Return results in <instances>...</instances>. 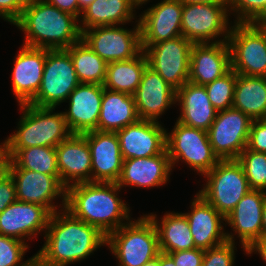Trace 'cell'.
<instances>
[{
  "instance_id": "f546056e",
  "label": "cell",
  "mask_w": 266,
  "mask_h": 266,
  "mask_svg": "<svg viewBox=\"0 0 266 266\" xmlns=\"http://www.w3.org/2000/svg\"><path fill=\"white\" fill-rule=\"evenodd\" d=\"M130 0H94L81 14V32L98 26L124 25L135 19Z\"/></svg>"
},
{
  "instance_id": "484cf974",
  "label": "cell",
  "mask_w": 266,
  "mask_h": 266,
  "mask_svg": "<svg viewBox=\"0 0 266 266\" xmlns=\"http://www.w3.org/2000/svg\"><path fill=\"white\" fill-rule=\"evenodd\" d=\"M172 166L168 152L151 157H139L123 160L122 172L117 185L137 188L160 187L169 180Z\"/></svg>"
},
{
  "instance_id": "11a10c76",
  "label": "cell",
  "mask_w": 266,
  "mask_h": 266,
  "mask_svg": "<svg viewBox=\"0 0 266 266\" xmlns=\"http://www.w3.org/2000/svg\"><path fill=\"white\" fill-rule=\"evenodd\" d=\"M262 24L266 27V21L262 22Z\"/></svg>"
},
{
  "instance_id": "52a82bcc",
  "label": "cell",
  "mask_w": 266,
  "mask_h": 266,
  "mask_svg": "<svg viewBox=\"0 0 266 266\" xmlns=\"http://www.w3.org/2000/svg\"><path fill=\"white\" fill-rule=\"evenodd\" d=\"M227 42L231 69L245 76L266 77V27L262 23L235 22Z\"/></svg>"
},
{
  "instance_id": "f907efd6",
  "label": "cell",
  "mask_w": 266,
  "mask_h": 266,
  "mask_svg": "<svg viewBox=\"0 0 266 266\" xmlns=\"http://www.w3.org/2000/svg\"><path fill=\"white\" fill-rule=\"evenodd\" d=\"M94 0H78V5H79V20L82 14V11L90 5Z\"/></svg>"
},
{
  "instance_id": "83f0119b",
  "label": "cell",
  "mask_w": 266,
  "mask_h": 266,
  "mask_svg": "<svg viewBox=\"0 0 266 266\" xmlns=\"http://www.w3.org/2000/svg\"><path fill=\"white\" fill-rule=\"evenodd\" d=\"M139 119L133 95L104 88L98 131L116 132Z\"/></svg>"
},
{
  "instance_id": "603a6c76",
  "label": "cell",
  "mask_w": 266,
  "mask_h": 266,
  "mask_svg": "<svg viewBox=\"0 0 266 266\" xmlns=\"http://www.w3.org/2000/svg\"><path fill=\"white\" fill-rule=\"evenodd\" d=\"M11 75L12 91L18 105L28 104L37 94L44 71L46 49L22 45Z\"/></svg>"
},
{
  "instance_id": "c3c4849f",
  "label": "cell",
  "mask_w": 266,
  "mask_h": 266,
  "mask_svg": "<svg viewBox=\"0 0 266 266\" xmlns=\"http://www.w3.org/2000/svg\"><path fill=\"white\" fill-rule=\"evenodd\" d=\"M159 266H176L174 260L167 254L159 253Z\"/></svg>"
},
{
  "instance_id": "2e32d148",
  "label": "cell",
  "mask_w": 266,
  "mask_h": 266,
  "mask_svg": "<svg viewBox=\"0 0 266 266\" xmlns=\"http://www.w3.org/2000/svg\"><path fill=\"white\" fill-rule=\"evenodd\" d=\"M190 208L191 212L184 214L189 223L195 248L208 250L227 241L235 242L233 233L224 231L222 223L225 217L199 193L195 195Z\"/></svg>"
},
{
  "instance_id": "4fadbf2b",
  "label": "cell",
  "mask_w": 266,
  "mask_h": 266,
  "mask_svg": "<svg viewBox=\"0 0 266 266\" xmlns=\"http://www.w3.org/2000/svg\"><path fill=\"white\" fill-rule=\"evenodd\" d=\"M192 46L193 43L181 35L152 44L144 53L148 66L177 91L188 82Z\"/></svg>"
},
{
  "instance_id": "9a60e30c",
  "label": "cell",
  "mask_w": 266,
  "mask_h": 266,
  "mask_svg": "<svg viewBox=\"0 0 266 266\" xmlns=\"http://www.w3.org/2000/svg\"><path fill=\"white\" fill-rule=\"evenodd\" d=\"M182 11L183 4L179 0H163L145 10L138 19L142 50L181 36Z\"/></svg>"
},
{
  "instance_id": "7a4b0ae2",
  "label": "cell",
  "mask_w": 266,
  "mask_h": 266,
  "mask_svg": "<svg viewBox=\"0 0 266 266\" xmlns=\"http://www.w3.org/2000/svg\"><path fill=\"white\" fill-rule=\"evenodd\" d=\"M120 190L117 183L83 182L70 185L66 188L65 209L107 236L131 220L128 204L118 198Z\"/></svg>"
},
{
  "instance_id": "ffe728a7",
  "label": "cell",
  "mask_w": 266,
  "mask_h": 266,
  "mask_svg": "<svg viewBox=\"0 0 266 266\" xmlns=\"http://www.w3.org/2000/svg\"><path fill=\"white\" fill-rule=\"evenodd\" d=\"M104 86L80 83L69 95V109L63 112L72 134L97 130Z\"/></svg>"
},
{
  "instance_id": "816d5d0a",
  "label": "cell",
  "mask_w": 266,
  "mask_h": 266,
  "mask_svg": "<svg viewBox=\"0 0 266 266\" xmlns=\"http://www.w3.org/2000/svg\"><path fill=\"white\" fill-rule=\"evenodd\" d=\"M26 266H44L36 257H34Z\"/></svg>"
},
{
  "instance_id": "4316f807",
  "label": "cell",
  "mask_w": 266,
  "mask_h": 266,
  "mask_svg": "<svg viewBox=\"0 0 266 266\" xmlns=\"http://www.w3.org/2000/svg\"><path fill=\"white\" fill-rule=\"evenodd\" d=\"M177 102L181 107L177 121L208 131L216 118L217 110L211 104L205 86L186 82L176 91Z\"/></svg>"
},
{
  "instance_id": "ee69618b",
  "label": "cell",
  "mask_w": 266,
  "mask_h": 266,
  "mask_svg": "<svg viewBox=\"0 0 266 266\" xmlns=\"http://www.w3.org/2000/svg\"><path fill=\"white\" fill-rule=\"evenodd\" d=\"M49 4L57 7L59 10L69 13L79 19L78 0H46Z\"/></svg>"
},
{
  "instance_id": "681fc988",
  "label": "cell",
  "mask_w": 266,
  "mask_h": 266,
  "mask_svg": "<svg viewBox=\"0 0 266 266\" xmlns=\"http://www.w3.org/2000/svg\"><path fill=\"white\" fill-rule=\"evenodd\" d=\"M262 239H266V202L262 213Z\"/></svg>"
},
{
  "instance_id": "4dcf8cb0",
  "label": "cell",
  "mask_w": 266,
  "mask_h": 266,
  "mask_svg": "<svg viewBox=\"0 0 266 266\" xmlns=\"http://www.w3.org/2000/svg\"><path fill=\"white\" fill-rule=\"evenodd\" d=\"M233 108L252 120L266 119V77L236 73Z\"/></svg>"
},
{
  "instance_id": "ab89813d",
  "label": "cell",
  "mask_w": 266,
  "mask_h": 266,
  "mask_svg": "<svg viewBox=\"0 0 266 266\" xmlns=\"http://www.w3.org/2000/svg\"><path fill=\"white\" fill-rule=\"evenodd\" d=\"M247 148L266 153V119H255L250 126Z\"/></svg>"
},
{
  "instance_id": "f1b7e54d",
  "label": "cell",
  "mask_w": 266,
  "mask_h": 266,
  "mask_svg": "<svg viewBox=\"0 0 266 266\" xmlns=\"http://www.w3.org/2000/svg\"><path fill=\"white\" fill-rule=\"evenodd\" d=\"M154 223L159 241L160 252L170 253L195 249L189 223L184 213L167 212L157 220V215H147Z\"/></svg>"
},
{
  "instance_id": "f5cc1de1",
  "label": "cell",
  "mask_w": 266,
  "mask_h": 266,
  "mask_svg": "<svg viewBox=\"0 0 266 266\" xmlns=\"http://www.w3.org/2000/svg\"><path fill=\"white\" fill-rule=\"evenodd\" d=\"M132 5L137 8L139 6H142V4L148 2L149 0H130Z\"/></svg>"
},
{
  "instance_id": "5bb4252c",
  "label": "cell",
  "mask_w": 266,
  "mask_h": 266,
  "mask_svg": "<svg viewBox=\"0 0 266 266\" xmlns=\"http://www.w3.org/2000/svg\"><path fill=\"white\" fill-rule=\"evenodd\" d=\"M7 172L15 182L18 201L40 204L53 214L58 211L53 200L60 197V208H65L66 187L61 183L60 175H48L26 169H7Z\"/></svg>"
},
{
  "instance_id": "d4e9b609",
  "label": "cell",
  "mask_w": 266,
  "mask_h": 266,
  "mask_svg": "<svg viewBox=\"0 0 266 266\" xmlns=\"http://www.w3.org/2000/svg\"><path fill=\"white\" fill-rule=\"evenodd\" d=\"M61 183L70 185L91 182V153L83 134H71L56 147Z\"/></svg>"
},
{
  "instance_id": "f35d334b",
  "label": "cell",
  "mask_w": 266,
  "mask_h": 266,
  "mask_svg": "<svg viewBox=\"0 0 266 266\" xmlns=\"http://www.w3.org/2000/svg\"><path fill=\"white\" fill-rule=\"evenodd\" d=\"M235 242H225L219 246L204 250L202 266H233L235 260Z\"/></svg>"
},
{
  "instance_id": "f6af8a7d",
  "label": "cell",
  "mask_w": 266,
  "mask_h": 266,
  "mask_svg": "<svg viewBox=\"0 0 266 266\" xmlns=\"http://www.w3.org/2000/svg\"><path fill=\"white\" fill-rule=\"evenodd\" d=\"M253 252L258 253L266 263V239L257 240L246 250L247 255Z\"/></svg>"
},
{
  "instance_id": "ac0fdd59",
  "label": "cell",
  "mask_w": 266,
  "mask_h": 266,
  "mask_svg": "<svg viewBox=\"0 0 266 266\" xmlns=\"http://www.w3.org/2000/svg\"><path fill=\"white\" fill-rule=\"evenodd\" d=\"M166 132L159 121L144 119L116 131L123 160L161 154L166 149Z\"/></svg>"
},
{
  "instance_id": "db71d44e",
  "label": "cell",
  "mask_w": 266,
  "mask_h": 266,
  "mask_svg": "<svg viewBox=\"0 0 266 266\" xmlns=\"http://www.w3.org/2000/svg\"><path fill=\"white\" fill-rule=\"evenodd\" d=\"M142 266H159V255L154 260H152V261H150L148 263H145Z\"/></svg>"
},
{
  "instance_id": "e0dca14e",
  "label": "cell",
  "mask_w": 266,
  "mask_h": 266,
  "mask_svg": "<svg viewBox=\"0 0 266 266\" xmlns=\"http://www.w3.org/2000/svg\"><path fill=\"white\" fill-rule=\"evenodd\" d=\"M83 135L91 153V182L117 183L123 157L116 132L94 130Z\"/></svg>"
},
{
  "instance_id": "cb8c5ba5",
  "label": "cell",
  "mask_w": 266,
  "mask_h": 266,
  "mask_svg": "<svg viewBox=\"0 0 266 266\" xmlns=\"http://www.w3.org/2000/svg\"><path fill=\"white\" fill-rule=\"evenodd\" d=\"M133 96L138 116L144 120L158 122L165 110L176 104V90L149 66Z\"/></svg>"
},
{
  "instance_id": "7dc6e473",
  "label": "cell",
  "mask_w": 266,
  "mask_h": 266,
  "mask_svg": "<svg viewBox=\"0 0 266 266\" xmlns=\"http://www.w3.org/2000/svg\"><path fill=\"white\" fill-rule=\"evenodd\" d=\"M183 5L203 3V4H228V0H179Z\"/></svg>"
},
{
  "instance_id": "60d3db41",
  "label": "cell",
  "mask_w": 266,
  "mask_h": 266,
  "mask_svg": "<svg viewBox=\"0 0 266 266\" xmlns=\"http://www.w3.org/2000/svg\"><path fill=\"white\" fill-rule=\"evenodd\" d=\"M167 254L174 260L176 266H202L204 258V250L199 248Z\"/></svg>"
},
{
  "instance_id": "7402d4cb",
  "label": "cell",
  "mask_w": 266,
  "mask_h": 266,
  "mask_svg": "<svg viewBox=\"0 0 266 266\" xmlns=\"http://www.w3.org/2000/svg\"><path fill=\"white\" fill-rule=\"evenodd\" d=\"M230 69V48L227 41L193 44L190 52L189 82L204 86L222 77Z\"/></svg>"
},
{
  "instance_id": "1f68e13d",
  "label": "cell",
  "mask_w": 266,
  "mask_h": 266,
  "mask_svg": "<svg viewBox=\"0 0 266 266\" xmlns=\"http://www.w3.org/2000/svg\"><path fill=\"white\" fill-rule=\"evenodd\" d=\"M147 66L148 60L144 51L133 59L108 63L103 86L111 91L134 95Z\"/></svg>"
},
{
  "instance_id": "d590c367",
  "label": "cell",
  "mask_w": 266,
  "mask_h": 266,
  "mask_svg": "<svg viewBox=\"0 0 266 266\" xmlns=\"http://www.w3.org/2000/svg\"><path fill=\"white\" fill-rule=\"evenodd\" d=\"M235 84L236 72L230 69L222 77L204 85L208 98L217 111L233 107Z\"/></svg>"
},
{
  "instance_id": "8d00e7d4",
  "label": "cell",
  "mask_w": 266,
  "mask_h": 266,
  "mask_svg": "<svg viewBox=\"0 0 266 266\" xmlns=\"http://www.w3.org/2000/svg\"><path fill=\"white\" fill-rule=\"evenodd\" d=\"M229 12L236 13L234 23L266 21V0H228Z\"/></svg>"
},
{
  "instance_id": "8fae6325",
  "label": "cell",
  "mask_w": 266,
  "mask_h": 266,
  "mask_svg": "<svg viewBox=\"0 0 266 266\" xmlns=\"http://www.w3.org/2000/svg\"><path fill=\"white\" fill-rule=\"evenodd\" d=\"M131 29L117 26H98L82 32V40L107 64L133 59L143 50L139 21Z\"/></svg>"
},
{
  "instance_id": "b9f144b4",
  "label": "cell",
  "mask_w": 266,
  "mask_h": 266,
  "mask_svg": "<svg viewBox=\"0 0 266 266\" xmlns=\"http://www.w3.org/2000/svg\"><path fill=\"white\" fill-rule=\"evenodd\" d=\"M28 0H0V17L14 24L21 16Z\"/></svg>"
},
{
  "instance_id": "836d02e7",
  "label": "cell",
  "mask_w": 266,
  "mask_h": 266,
  "mask_svg": "<svg viewBox=\"0 0 266 266\" xmlns=\"http://www.w3.org/2000/svg\"><path fill=\"white\" fill-rule=\"evenodd\" d=\"M71 56L80 83L103 85L107 63L82 39L66 49Z\"/></svg>"
},
{
  "instance_id": "7c38bea8",
  "label": "cell",
  "mask_w": 266,
  "mask_h": 266,
  "mask_svg": "<svg viewBox=\"0 0 266 266\" xmlns=\"http://www.w3.org/2000/svg\"><path fill=\"white\" fill-rule=\"evenodd\" d=\"M252 119L240 110L217 111L208 129V138L219 160L237 159L247 147Z\"/></svg>"
},
{
  "instance_id": "8992f818",
  "label": "cell",
  "mask_w": 266,
  "mask_h": 266,
  "mask_svg": "<svg viewBox=\"0 0 266 266\" xmlns=\"http://www.w3.org/2000/svg\"><path fill=\"white\" fill-rule=\"evenodd\" d=\"M204 176L206 184L198 193L224 217L231 213L250 190L237 159L219 160Z\"/></svg>"
},
{
  "instance_id": "bcb514c9",
  "label": "cell",
  "mask_w": 266,
  "mask_h": 266,
  "mask_svg": "<svg viewBox=\"0 0 266 266\" xmlns=\"http://www.w3.org/2000/svg\"><path fill=\"white\" fill-rule=\"evenodd\" d=\"M8 162H9V156L7 154L6 147L4 143H1L0 144V179L5 173H7Z\"/></svg>"
},
{
  "instance_id": "7bdbcfd3",
  "label": "cell",
  "mask_w": 266,
  "mask_h": 266,
  "mask_svg": "<svg viewBox=\"0 0 266 266\" xmlns=\"http://www.w3.org/2000/svg\"><path fill=\"white\" fill-rule=\"evenodd\" d=\"M16 200V185L7 172L0 179V213Z\"/></svg>"
},
{
  "instance_id": "74e56055",
  "label": "cell",
  "mask_w": 266,
  "mask_h": 266,
  "mask_svg": "<svg viewBox=\"0 0 266 266\" xmlns=\"http://www.w3.org/2000/svg\"><path fill=\"white\" fill-rule=\"evenodd\" d=\"M27 242L0 234V266H26L34 257L23 261Z\"/></svg>"
},
{
  "instance_id": "e575fe53",
  "label": "cell",
  "mask_w": 266,
  "mask_h": 266,
  "mask_svg": "<svg viewBox=\"0 0 266 266\" xmlns=\"http://www.w3.org/2000/svg\"><path fill=\"white\" fill-rule=\"evenodd\" d=\"M237 160L243 168L250 189L266 192V153L255 152L246 147Z\"/></svg>"
},
{
  "instance_id": "5b68a950",
  "label": "cell",
  "mask_w": 266,
  "mask_h": 266,
  "mask_svg": "<svg viewBox=\"0 0 266 266\" xmlns=\"http://www.w3.org/2000/svg\"><path fill=\"white\" fill-rule=\"evenodd\" d=\"M106 246L119 261L118 266H142L160 253L156 227L146 214L108 234Z\"/></svg>"
},
{
  "instance_id": "ba28073f",
  "label": "cell",
  "mask_w": 266,
  "mask_h": 266,
  "mask_svg": "<svg viewBox=\"0 0 266 266\" xmlns=\"http://www.w3.org/2000/svg\"><path fill=\"white\" fill-rule=\"evenodd\" d=\"M166 150L172 169L180 160L204 175L219 161L212 150L207 131L189 127L177 120L171 133L166 132Z\"/></svg>"
},
{
  "instance_id": "6da1fadb",
  "label": "cell",
  "mask_w": 266,
  "mask_h": 266,
  "mask_svg": "<svg viewBox=\"0 0 266 266\" xmlns=\"http://www.w3.org/2000/svg\"><path fill=\"white\" fill-rule=\"evenodd\" d=\"M35 257L44 266H68L82 261L101 246L106 236L95 226L74 217L65 208L54 212Z\"/></svg>"
},
{
  "instance_id": "30bf717a",
  "label": "cell",
  "mask_w": 266,
  "mask_h": 266,
  "mask_svg": "<svg viewBox=\"0 0 266 266\" xmlns=\"http://www.w3.org/2000/svg\"><path fill=\"white\" fill-rule=\"evenodd\" d=\"M228 13V4H185L181 21L182 36L193 44L228 41L232 28ZM221 36L223 39L218 40Z\"/></svg>"
},
{
  "instance_id": "3957f363",
  "label": "cell",
  "mask_w": 266,
  "mask_h": 266,
  "mask_svg": "<svg viewBox=\"0 0 266 266\" xmlns=\"http://www.w3.org/2000/svg\"><path fill=\"white\" fill-rule=\"evenodd\" d=\"M79 22L46 0H28L14 25L25 34L24 46L56 50L67 49L82 39Z\"/></svg>"
},
{
  "instance_id": "d6986e66",
  "label": "cell",
  "mask_w": 266,
  "mask_h": 266,
  "mask_svg": "<svg viewBox=\"0 0 266 266\" xmlns=\"http://www.w3.org/2000/svg\"><path fill=\"white\" fill-rule=\"evenodd\" d=\"M51 215L40 204L16 200L0 213V234L25 242L46 232Z\"/></svg>"
},
{
  "instance_id": "d6a6232c",
  "label": "cell",
  "mask_w": 266,
  "mask_h": 266,
  "mask_svg": "<svg viewBox=\"0 0 266 266\" xmlns=\"http://www.w3.org/2000/svg\"><path fill=\"white\" fill-rule=\"evenodd\" d=\"M6 150L9 156L7 169H26L48 175H60L56 147L33 146Z\"/></svg>"
},
{
  "instance_id": "9c48e42d",
  "label": "cell",
  "mask_w": 266,
  "mask_h": 266,
  "mask_svg": "<svg viewBox=\"0 0 266 266\" xmlns=\"http://www.w3.org/2000/svg\"><path fill=\"white\" fill-rule=\"evenodd\" d=\"M79 84L70 53L66 49H46L41 85L28 104L56 108L66 102Z\"/></svg>"
},
{
  "instance_id": "277c9868",
  "label": "cell",
  "mask_w": 266,
  "mask_h": 266,
  "mask_svg": "<svg viewBox=\"0 0 266 266\" xmlns=\"http://www.w3.org/2000/svg\"><path fill=\"white\" fill-rule=\"evenodd\" d=\"M21 120L14 134L4 140L6 149H23L33 146L57 147L72 133L63 112L56 113L53 107H38L21 104Z\"/></svg>"
},
{
  "instance_id": "44dd1931",
  "label": "cell",
  "mask_w": 266,
  "mask_h": 266,
  "mask_svg": "<svg viewBox=\"0 0 266 266\" xmlns=\"http://www.w3.org/2000/svg\"><path fill=\"white\" fill-rule=\"evenodd\" d=\"M265 202V191L250 189L225 217L226 224L231 226L234 235L237 234L245 253L254 242L262 239V213Z\"/></svg>"
}]
</instances>
